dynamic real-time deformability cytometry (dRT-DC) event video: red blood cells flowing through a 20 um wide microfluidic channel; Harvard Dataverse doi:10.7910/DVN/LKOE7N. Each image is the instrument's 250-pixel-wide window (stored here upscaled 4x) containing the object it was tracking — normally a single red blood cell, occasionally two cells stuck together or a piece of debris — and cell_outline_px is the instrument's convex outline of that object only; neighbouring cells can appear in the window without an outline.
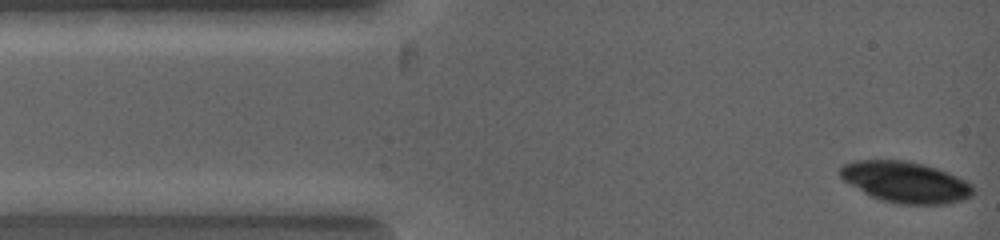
{"species": "common noctule bat (a hibernating species)", "species_latin": "Nyctalus noctula", "temperature_condition": "warm", "stored_images_in_passage": 7, "camera_frame_rate_fps": 5000, "um_per_image_px": 0.085, "animal": {"sex": "female", "body_mass_g": 19.0, "forearm_length_mm": 53.3}, "frame": {"image": 1, "passage_image": 1, "time_ms": 0.0, "image_size_px": [1000, 240], "cell_outline_px": [[972, 196], [964, 200], [944, 204], [900, 204], [880, 200], [864, 192], [844, 180], [840, 176], [840, 168], [844, 164], [852, 160], [904, 160], [936, 168], [948, 172], [972, 184]], "centroid_in_image_um": [76.97, 15.48], "position_along_channel_um": 8.0, "area_um2": 31.56}}